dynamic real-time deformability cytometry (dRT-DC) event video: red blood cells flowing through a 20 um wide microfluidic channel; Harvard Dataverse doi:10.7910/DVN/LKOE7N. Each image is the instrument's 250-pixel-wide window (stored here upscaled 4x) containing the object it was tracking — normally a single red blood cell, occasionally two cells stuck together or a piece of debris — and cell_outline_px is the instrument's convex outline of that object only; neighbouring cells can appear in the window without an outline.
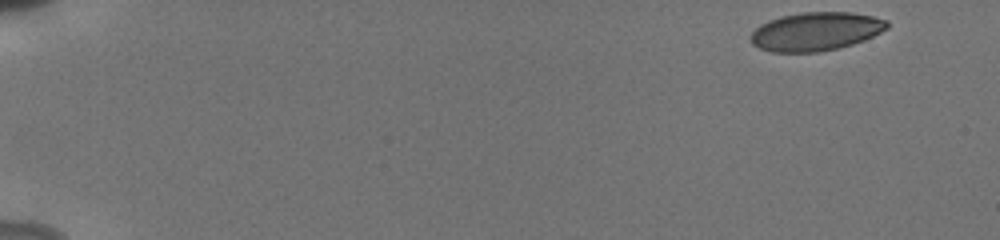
{"species": "human", "species_latin": "Homo sapiens", "temperature_condition": "cold", "stored_images_in_passage": 52, "camera_frame_rate_fps": 3000, "um_per_image_px": 0.085, "donor": {"sex": "male"}, "frame": {"image": 1, "passage_image": 1, "time_ms": 0.0, "image_size_px": [1000, 240], "cell_outline_px": [[888, 28], [864, 40], [852, 44], [836, 48], [816, 52], [772, 52], [760, 48], [752, 44], [752, 32], [760, 24], [768, 20], [780, 16], [800, 12], [852, 12], [872, 16], [888, 20]], "centroid_in_image_um": [69.34, 2.66], "position_along_channel_um": 15.7, "area_um2": 30.52}}
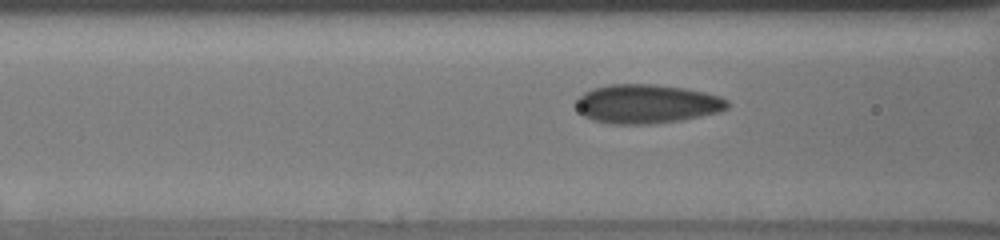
{"frame": {"image": 2, "passage_image": 21, "time_ms": 6.667, "image_size_px": [1000, 240], "cell_outline_px": [[732, 104], [728, 108], [720, 112], [684, 120], [648, 124], [612, 124], [592, 120], [584, 116], [580, 112], [576, 104], [576, 100], [584, 92], [592, 88], [608, 84], [652, 84], [684, 88], [704, 92], [720, 96], [728, 100]], "centroid_in_image_um": [55.01, 8.83], "position_along_channel_um": 111.6, "area_um2": 34.68}}
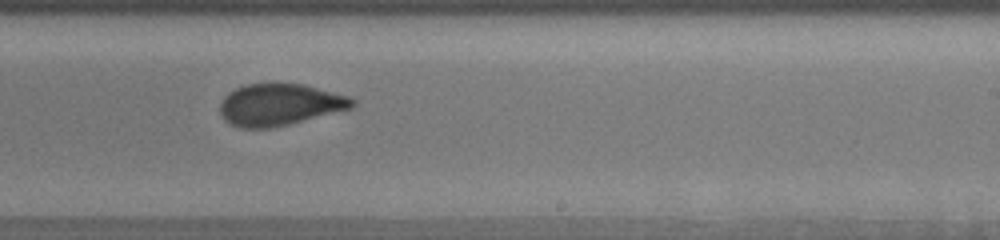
{"frame": {"image": 3, "passage_image": 33, "time_ms": 10.667, "image_size_px": [1000, 240], "cell_outline_px": [[356, 104], [352, 108], [288, 124], [268, 128], [240, 128], [228, 124], [224, 120], [220, 112], [220, 104], [224, 96], [228, 92], [244, 84], [304, 84], [352, 96], [356, 100]], "centroid_in_image_um": [23.78, 8.89], "position_along_channel_um": 265.2, "area_um2": 32.37}, "authors_computed_cell_mechanics": {"area_um2": 32.1657, "velocity_mm_per_s": 3.8476, "shape_relaxation_time_tau1_ms": 9.3657, "shape_relaxation_time_tau2_ms": 0.8384, "deformation_change_tau1": 0.1875, "deformation_change_tau2": 0.0633}}